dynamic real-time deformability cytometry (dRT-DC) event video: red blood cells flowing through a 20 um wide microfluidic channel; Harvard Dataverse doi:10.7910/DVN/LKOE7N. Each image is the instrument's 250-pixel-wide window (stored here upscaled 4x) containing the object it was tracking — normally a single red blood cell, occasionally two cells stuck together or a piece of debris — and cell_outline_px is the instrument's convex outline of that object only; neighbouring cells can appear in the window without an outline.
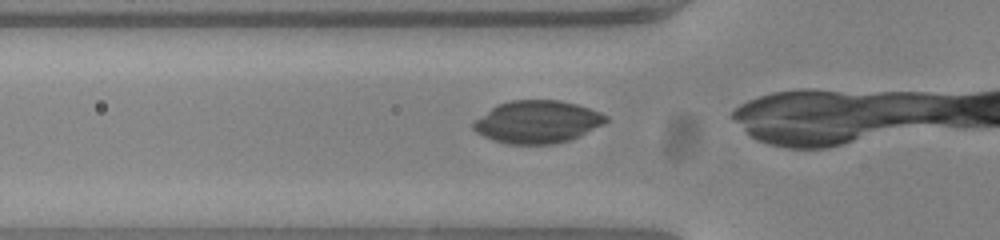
{"species": "common noctule bat (a hibernating species)", "species_latin": "Nyctalus noctula", "temperature_condition": "warm", "stored_images_in_passage": 14, "camera_frame_rate_fps": 3000, "um_per_image_px": 0.085, "animal": {"sex": "female", "body_mass_g": 23.0, "forearm_length_mm": 53.4}, "frame": {"image": 1, "passage_image": 9, "time_ms": 2.667, "image_size_px": [1000, 240], "cell_outline_px": [[608, 120], [604, 124], [572, 140], [556, 144], [508, 144], [492, 140], [476, 132], [472, 128], [472, 124], [476, 120], [496, 104], [512, 100], [560, 100], [576, 104], [600, 112], [608, 116]], "centroid_in_image_um": [45.69, 10.37], "position_along_channel_um": 80.1, "area_um2": 33.0}}
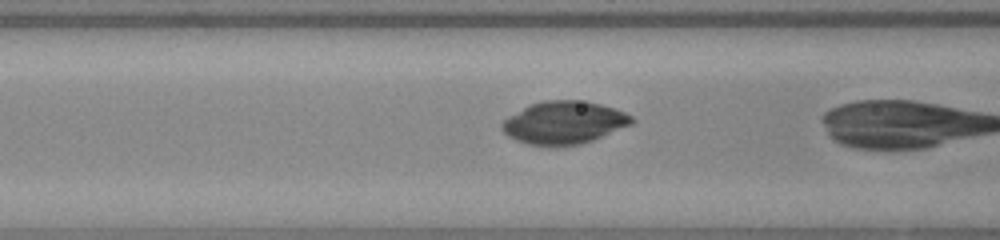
{"frame": {"image": 2, "passage_image": 12, "time_ms": 3.667, "image_size_px": [1000, 240], "cell_outline_px": [[636, 120], [632, 124], [592, 140], [580, 144], [556, 148], [528, 144], [516, 140], [508, 136], [500, 128], [500, 124], [508, 116], [528, 104], [544, 100], [576, 100], [600, 104], [624, 112], [632, 116]], "centroid_in_image_um": [47.89, 10.44], "position_along_channel_um": 118.7, "area_um2": 32.6}}